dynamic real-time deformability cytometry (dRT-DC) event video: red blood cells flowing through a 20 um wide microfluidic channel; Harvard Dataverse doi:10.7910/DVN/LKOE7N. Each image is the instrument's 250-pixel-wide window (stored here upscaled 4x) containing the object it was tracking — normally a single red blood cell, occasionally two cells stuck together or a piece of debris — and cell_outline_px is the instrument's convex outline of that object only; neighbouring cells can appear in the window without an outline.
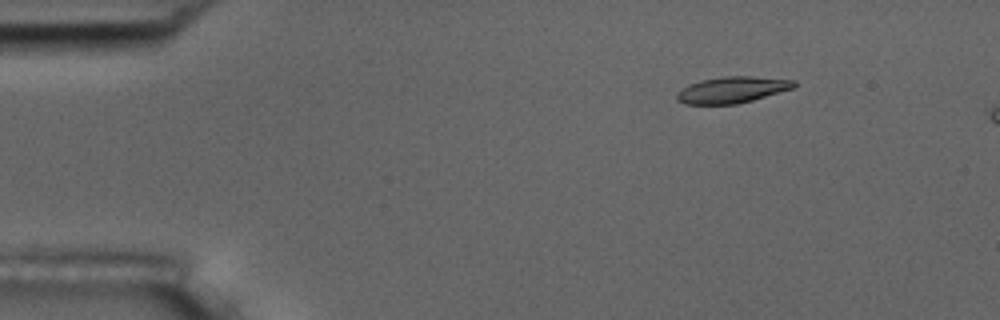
{"species": "common noctule bat (a hibernating species)", "species_latin": "Nyctalus noctula", "temperature_condition": "room temperature", "stored_images_in_passage": 4, "camera_frame_rate_fps": 3000, "um_per_image_px": 0.085, "animal": {"sex": "male", "body_mass_g": 17.5, "forearm_length_mm": 52.3}, "frame": {"image": 1, "passage_image": 2, "time_ms": 2.0, "image_size_px": [1000, 320], "cell_outline_px": [[796, 84], [792, 88], [752, 100], [736, 104], [684, 104], [676, 100], [676, 92], [688, 84], [700, 80], [724, 76], [752, 76], [796, 80]], "centroid_in_image_um": [62.17, 7.63], "position_along_channel_um": 22.8, "area_um2": 17.98}}